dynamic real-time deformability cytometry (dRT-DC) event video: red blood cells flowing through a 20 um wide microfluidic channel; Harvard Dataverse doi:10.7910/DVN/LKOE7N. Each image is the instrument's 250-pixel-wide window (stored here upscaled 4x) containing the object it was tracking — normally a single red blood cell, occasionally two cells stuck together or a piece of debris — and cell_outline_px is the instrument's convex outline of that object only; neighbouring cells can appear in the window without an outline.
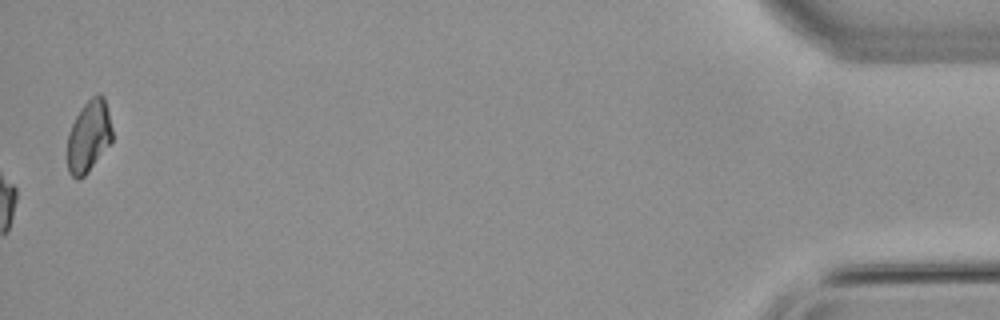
{"species": "common noctule bat (a hibernating species)", "species_latin": "Nyctalus noctula", "temperature_condition": "warm", "stored_images_in_passage": 48, "camera_frame_rate_fps": 3000, "um_per_image_px": 0.085, "animal": {"sex": "male", "body_mass_g": 21.5, "forearm_length_mm": 52.0}, "frame": {"image": 1, "passage_image": 48, "time_ms": 15.667, "image_size_px": [1000, 320], "cell_outline_px": [[112, 140], [88, 172], [80, 180], [76, 180], [68, 172], [68, 132], [80, 108], [96, 92], [100, 92], [104, 96], [112, 128]], "centroid_in_image_um": [7.54, 11.56], "position_along_channel_um": 427.7, "area_um2": 18.79}}